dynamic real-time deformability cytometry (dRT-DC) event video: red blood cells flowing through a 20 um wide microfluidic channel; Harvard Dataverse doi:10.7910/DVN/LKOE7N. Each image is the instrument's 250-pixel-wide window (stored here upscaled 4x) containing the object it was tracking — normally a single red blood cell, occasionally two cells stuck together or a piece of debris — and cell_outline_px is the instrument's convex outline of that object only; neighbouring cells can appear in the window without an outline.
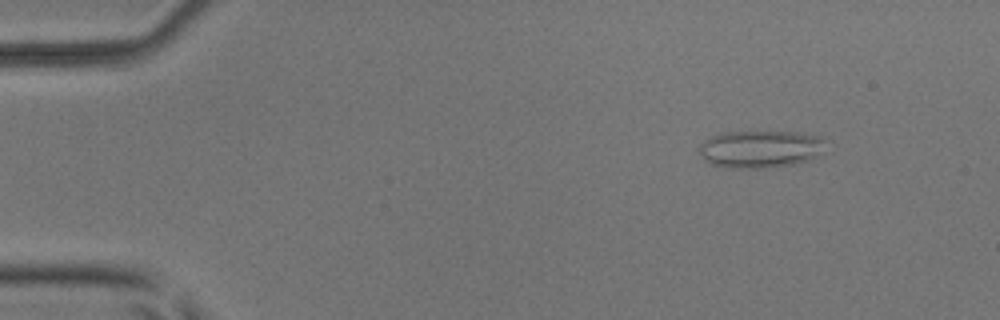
{"species": "common noctule bat (a hibernating species)", "species_latin": "Nyctalus noctula", "temperature_condition": "room temperature", "stored_images_in_passage": 50, "camera_frame_rate_fps": 3000, "um_per_image_px": 0.085, "animal": {"sex": "male", "body_mass_g": 17.9, "forearm_length_mm": 54.2}, "frame": {"image": 1, "passage_image": 6, "time_ms": 1.667, "image_size_px": [1000, 320], "cell_outline_px": [[824, 140], [816, 156], [808, 160], [792, 164], [764, 168], [732, 168], [712, 164], [700, 152], [700, 144], [704, 140], [712, 136], [724, 132], [796, 132], [820, 136]], "centroid_in_image_um": [64.6, 12.66], "position_along_channel_um": 20.4, "area_um2": 26.93}}
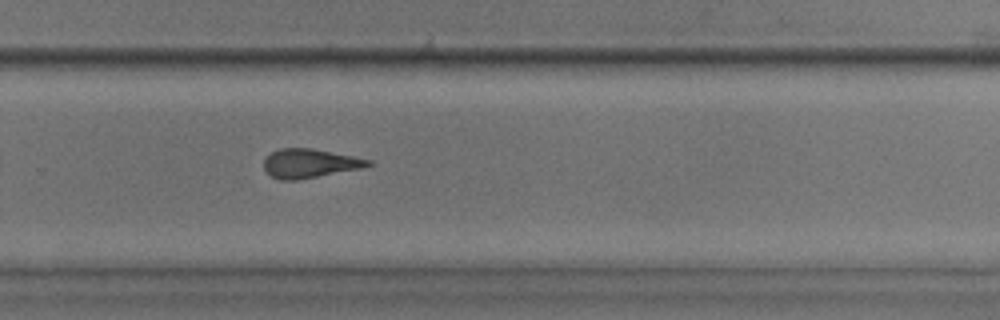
{"frame": {"image": 2, "passage_image": 34, "time_ms": 11.0, "image_size_px": [1000, 320], "cell_outline_px": [[372, 164], [360, 168], [296, 180], [280, 180], [272, 176], [264, 168], [264, 160], [272, 152], [280, 148], [312, 148], [372, 160]], "centroid_in_image_um": [26.3, 13.88], "position_along_channel_um": 303.5, "area_um2": 17.22}}
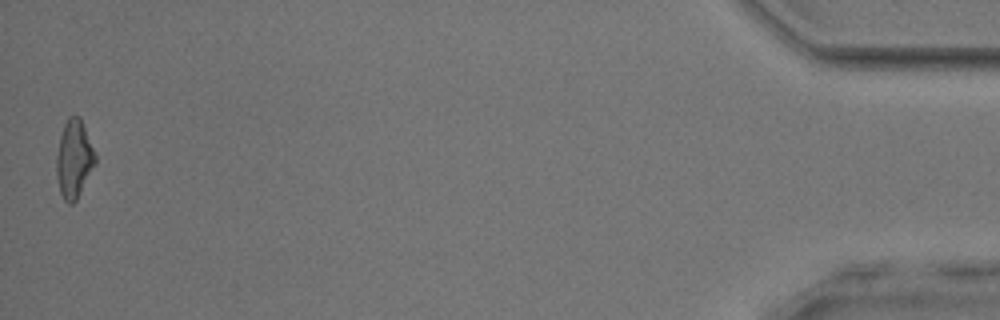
{"frame": {"image": 3, "passage_image": 50, "time_ms": 16.333, "image_size_px": [1000, 320], "cell_outline_px": [[96, 164], [76, 200], [72, 204], [68, 204], [64, 200], [60, 192], [56, 176], [56, 156], [60, 136], [64, 124], [68, 116], [80, 116], [96, 156]], "centroid_in_image_um": [6.28, 13.53], "position_along_channel_um": 428.9, "area_um2": 17.63}, "authors_computed_cell_mechanics": {"area_um2": 18.2359, "velocity_mm_per_s": 4.0722, "shape_relaxation_time_tau1_ms": 6.5628, "shape_relaxation_time_tau2_ms": 2.5822, "deformation_change_tau1": 0.1755, "deformation_change_tau2": 0.1207}}